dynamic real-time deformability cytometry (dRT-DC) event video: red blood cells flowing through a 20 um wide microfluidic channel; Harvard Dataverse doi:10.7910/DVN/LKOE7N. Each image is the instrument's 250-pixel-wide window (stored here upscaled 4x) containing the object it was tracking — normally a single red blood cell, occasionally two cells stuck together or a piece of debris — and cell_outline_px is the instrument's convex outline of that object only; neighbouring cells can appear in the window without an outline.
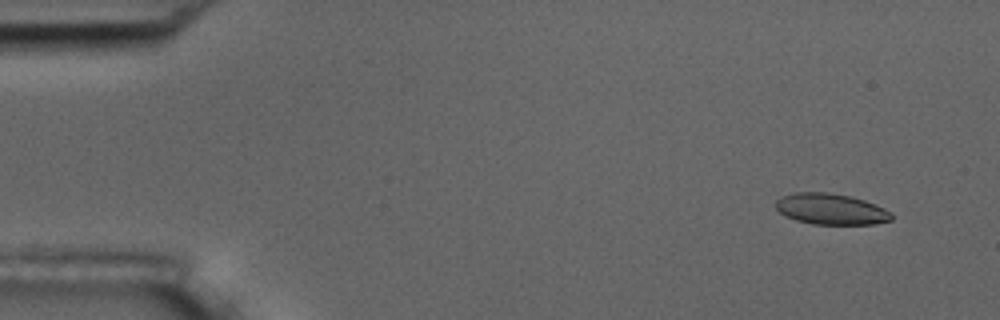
{"species": "common noctule bat (a hibernating species)", "species_latin": "Nyctalus noctula", "temperature_condition": "room temperature", "stored_images_in_passage": 6, "camera_frame_rate_fps": 3000, "um_per_image_px": 0.085, "animal": {"sex": "male", "body_mass_g": 17.5, "forearm_length_mm": 52.3}, "frame": {"image": 1, "passage_image": 2, "time_ms": 0.333, "image_size_px": [1000, 320], "cell_outline_px": [[892, 220], [876, 224], [812, 224], [796, 220], [784, 216], [776, 208], [776, 200], [784, 196], [796, 192], [824, 192], [852, 196], [876, 204], [892, 212]], "centroid_in_image_um": [70.65, 17.77], "position_along_channel_um": 14.3, "area_um2": 20.98}}